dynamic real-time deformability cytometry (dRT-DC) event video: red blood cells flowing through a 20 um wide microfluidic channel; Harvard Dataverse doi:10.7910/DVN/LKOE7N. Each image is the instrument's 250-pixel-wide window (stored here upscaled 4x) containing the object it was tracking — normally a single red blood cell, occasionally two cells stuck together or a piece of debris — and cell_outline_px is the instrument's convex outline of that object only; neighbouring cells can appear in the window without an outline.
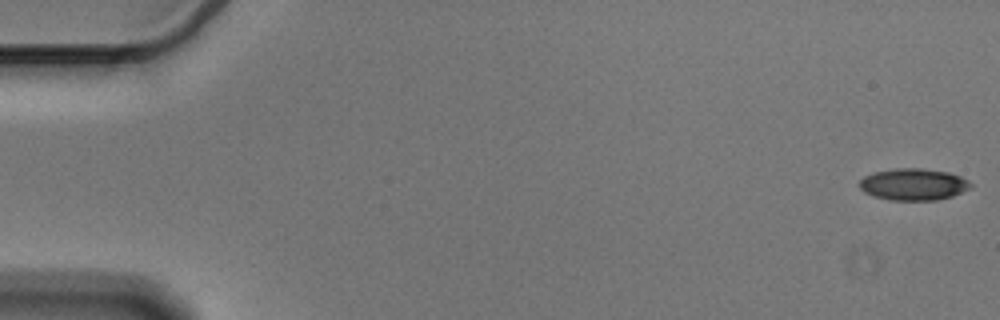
{"species": "Egyptian fruit bat (a non-hibernating species)", "species_latin": "Rousettus aegyptiacus", "temperature_condition": "cold", "stored_images_in_passage": 18, "camera_frame_rate_fps": 3000, "um_per_image_px": 0.085, "animal": {"sex": "male"}, "frame": {"image": 1, "passage_image": 1, "time_ms": 0.0, "image_size_px": [1000, 320], "cell_outline_px": [[972, 188], [952, 196], [936, 200], [888, 200], [872, 196], [864, 192], [856, 184], [864, 176], [872, 172], [896, 168], [924, 168], [948, 172], [960, 176], [968, 180], [972, 184]], "centroid_in_image_um": [77.61, 15.67], "position_along_channel_um": 7.4, "area_um2": 20.92}}
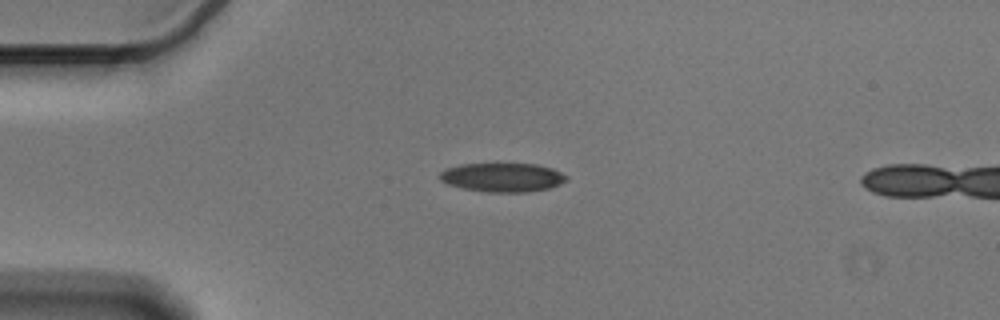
{"frame": {"image": 2, "passage_image": 14, "time_ms": 4.333, "image_size_px": [1000, 320], "cell_outline_px": [[568, 180], [560, 184], [548, 188], [528, 192], [488, 192], [460, 188], [448, 184], [440, 180], [436, 176], [440, 172], [448, 168], [460, 164], [536, 164], [552, 168], [568, 176]], "centroid_in_image_um": [42.69, 15.08], "position_along_channel_um": 42.3, "area_um2": 21.44}}